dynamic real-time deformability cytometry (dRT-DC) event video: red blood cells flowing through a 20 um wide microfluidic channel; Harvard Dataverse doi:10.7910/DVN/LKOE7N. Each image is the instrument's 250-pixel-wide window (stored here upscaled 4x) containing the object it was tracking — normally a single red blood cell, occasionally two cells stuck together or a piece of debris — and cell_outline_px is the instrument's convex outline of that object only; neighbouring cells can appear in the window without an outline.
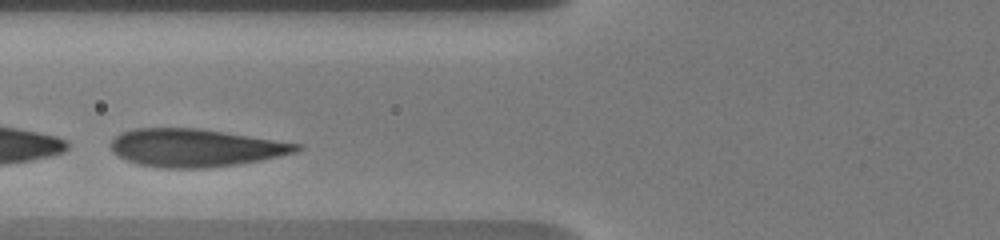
{"species": "human", "species_latin": "Homo sapiens", "temperature_condition": "warm", "stored_images_in_passage": 32, "camera_frame_rate_fps": 3000, "um_per_image_px": 0.085, "donor": {"sex": "male"}, "frame": {"image": 1, "passage_image": 7, "time_ms": 2.0, "image_size_px": [1000, 240], "cell_outline_px": [[304, 148], [296, 152], [260, 160], [240, 164], [212, 168], [164, 168], [136, 164], [124, 160], [112, 152], [112, 140], [120, 132], [136, 128], [200, 128], [300, 144]], "centroid_in_image_um": [16.58, 12.57], "position_along_channel_um": 109.2, "area_um2": 41.1}}
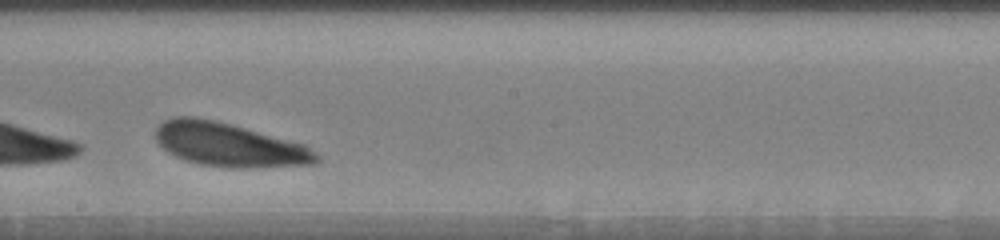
{"frame": {"image": 2, "passage_image": 17, "time_ms": 5.333, "image_size_px": [1000, 240], "cell_outline_px": [[320, 160], [316, 164], [256, 168], [228, 168], [200, 164], [184, 160], [168, 152], [156, 140], [156, 128], [164, 120], [172, 116], [196, 116], [228, 124], [304, 144], [320, 156]], "centroid_in_image_um": [19.48, 12.32], "position_along_channel_um": 228.7, "area_um2": 40.86}}
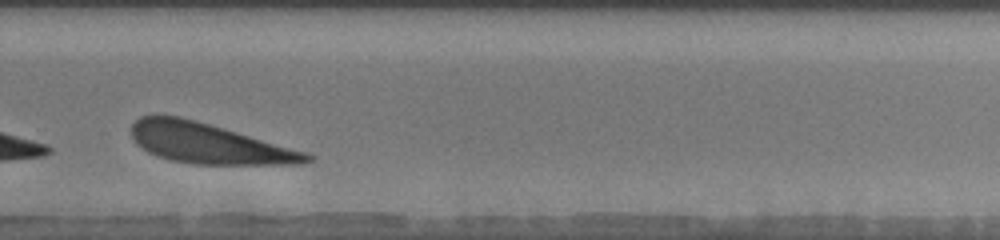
{"frame": {"image": 3, "passage_image": 24, "time_ms": 7.667, "image_size_px": [1000, 240], "cell_outline_px": [[316, 160], [304, 164], [192, 164], [172, 160], [156, 156], [148, 152], [136, 144], [132, 136], [132, 124], [140, 116], [156, 112], [180, 116], [196, 120], [308, 152], [316, 156]], "centroid_in_image_um": [17.74, 12.17], "position_along_channel_um": 312.1, "area_um2": 41.73}, "authors_computed_cell_mechanics": {"area_um2": 41.5293, "velocity_mm_per_s": 3.5849, "shape_relaxation_time_tau1_ms": 0.4407, "shape_relaxation_time_tau2_ms": null, "deformation_change_tau1": 0.2173, "deformation_change_tau2": null}}